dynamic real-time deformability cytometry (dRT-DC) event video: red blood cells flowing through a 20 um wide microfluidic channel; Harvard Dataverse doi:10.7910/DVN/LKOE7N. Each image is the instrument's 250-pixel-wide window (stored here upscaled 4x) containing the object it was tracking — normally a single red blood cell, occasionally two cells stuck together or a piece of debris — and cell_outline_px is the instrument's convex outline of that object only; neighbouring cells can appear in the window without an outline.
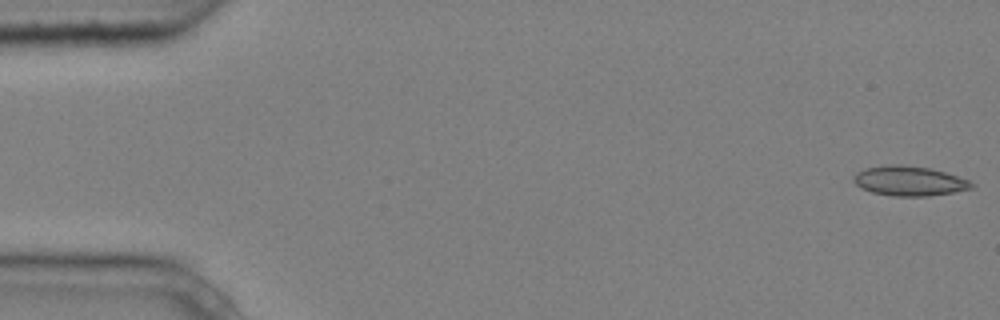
{"species": "common noctule bat (a hibernating species)", "species_latin": "Nyctalus noctula", "temperature_condition": "cold", "stored_images_in_passage": 5, "camera_frame_rate_fps": 3000, "um_per_image_px": 0.085, "animal": {"sex": "male", "body_mass_g": 20.4}, "frame": {"image": 1, "passage_image": 1, "time_ms": 0.0, "image_size_px": [1000, 320], "cell_outline_px": [[976, 184], [972, 188], [952, 192], [928, 196], [892, 196], [872, 192], [860, 188], [852, 180], [852, 176], [856, 172], [868, 168], [884, 164], [900, 164], [928, 168], [944, 172], [968, 180]], "centroid_in_image_um": [77.24, 15.38], "position_along_channel_um": 7.8, "area_um2": 20.4}}
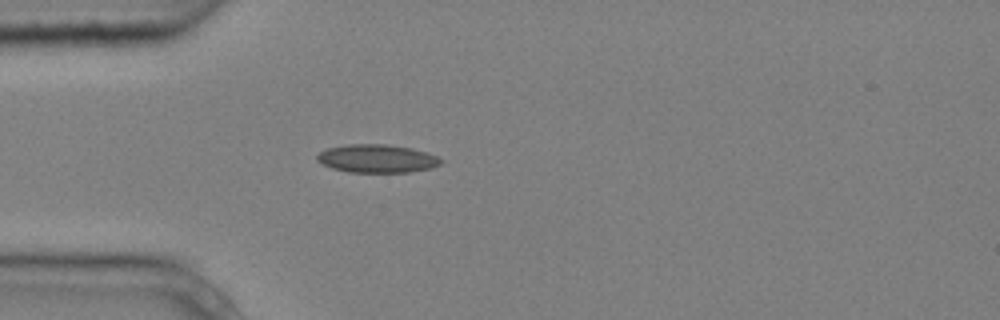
{"frame": {"image": 2, "passage_image": 5, "time_ms": 1.333, "image_size_px": [1000, 320], "cell_outline_px": [[444, 160], [440, 164], [432, 168], [408, 172], [348, 172], [332, 168], [316, 160], [316, 156], [320, 152], [328, 148], [348, 144], [388, 144], [412, 148], [436, 156]], "centroid_in_image_um": [32.05, 13.48], "position_along_channel_um": 53.0, "area_um2": 20.29}}